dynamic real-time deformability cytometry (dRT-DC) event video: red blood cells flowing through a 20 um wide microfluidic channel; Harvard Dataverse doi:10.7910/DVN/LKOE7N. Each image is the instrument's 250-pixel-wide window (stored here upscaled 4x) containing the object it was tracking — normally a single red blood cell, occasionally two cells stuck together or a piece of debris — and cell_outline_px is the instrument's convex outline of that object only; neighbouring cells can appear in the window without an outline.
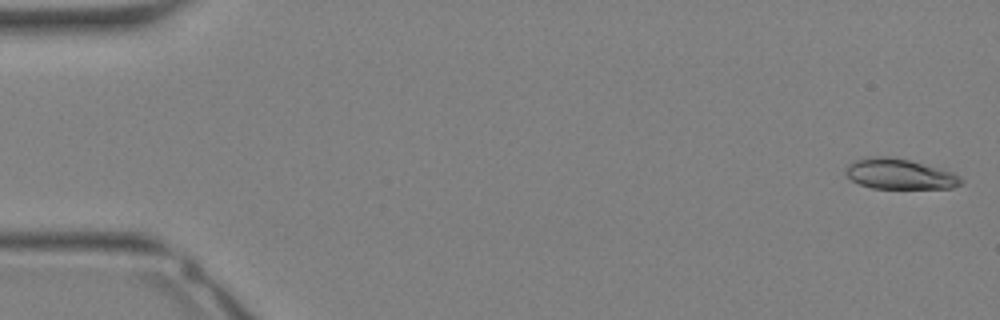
{"species": "Egyptian fruit bat (a non-hibernating species)", "species_latin": "Rousettus aegyptiacus", "temperature_condition": "warm", "stored_images_in_passage": 23, "camera_frame_rate_fps": 3000, "um_per_image_px": 0.085, "animal": {"sex": "female"}, "frame": {"image": 1, "passage_image": 1, "time_ms": 0.0, "image_size_px": [1000, 320], "cell_outline_px": [[964, 180], [960, 184], [952, 188], [872, 188], [860, 184], [852, 180], [844, 172], [848, 164], [856, 160], [884, 156], [888, 156], [908, 160], [952, 172], [960, 176]], "centroid_in_image_um": [76.47, 14.81], "position_along_channel_um": 8.5, "area_um2": 20.0}}
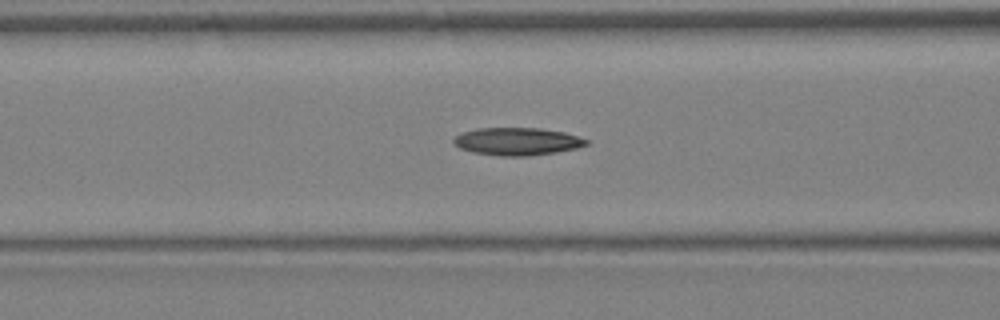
{"frame": {"image": 2, "passage_image": 14, "time_ms": 4.333, "image_size_px": [1000, 320], "cell_outline_px": [[588, 144], [576, 148], [556, 152], [528, 156], [500, 156], [472, 152], [460, 148], [452, 144], [452, 140], [456, 136], [464, 132], [476, 128], [540, 128], [564, 132], [588, 140]], "centroid_in_image_um": [43.93, 12.02], "position_along_channel_um": 122.7, "area_um2": 21.33}}
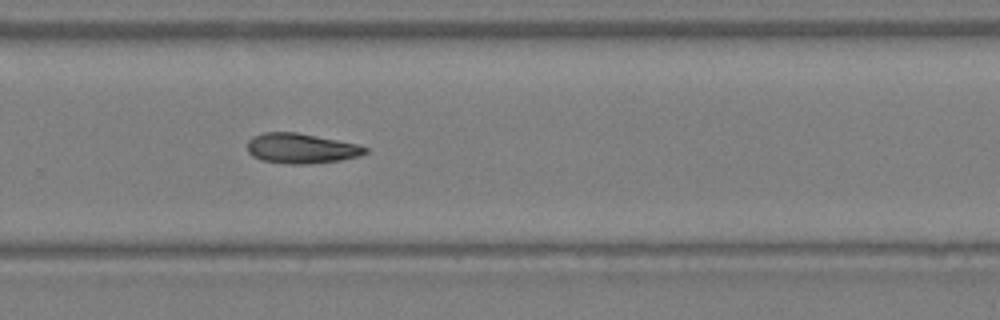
{"frame": {"image": 3, "passage_image": 23, "time_ms": 7.333, "image_size_px": [1000, 320], "cell_outline_px": [[368, 152], [360, 156], [340, 160], [308, 164], [284, 164], [260, 160], [252, 156], [248, 152], [248, 140], [252, 136], [264, 132], [296, 132], [360, 144], [368, 148]], "centroid_in_image_um": [25.6, 12.61], "position_along_channel_um": 304.2, "area_um2": 20.92}}